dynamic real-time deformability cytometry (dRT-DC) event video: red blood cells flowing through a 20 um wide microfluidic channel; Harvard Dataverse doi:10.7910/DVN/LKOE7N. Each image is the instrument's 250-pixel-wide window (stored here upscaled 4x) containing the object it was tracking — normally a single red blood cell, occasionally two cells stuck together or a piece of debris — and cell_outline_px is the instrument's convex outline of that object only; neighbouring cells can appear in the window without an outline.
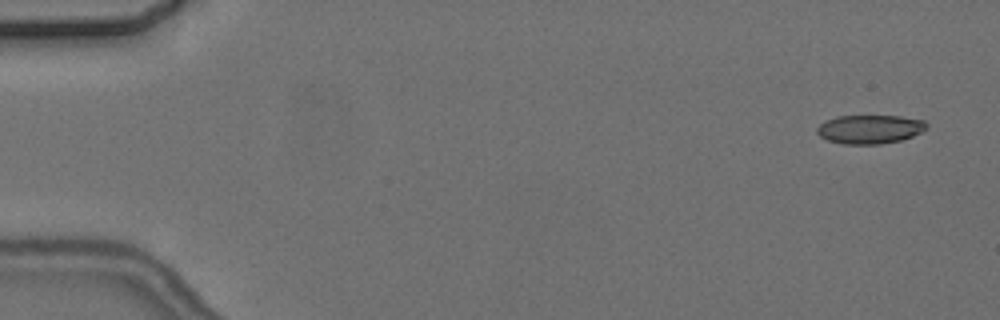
{"species": "common noctule bat (a hibernating species)", "species_latin": "Nyctalus noctula", "temperature_condition": "cold", "stored_images_in_passage": 4, "camera_frame_rate_fps": 3000, "um_per_image_px": 0.085, "animal": {"sex": "female", "body_mass_g": 24.6, "forearm_length_mm": 56.2}, "frame": {"image": 1, "passage_image": 1, "time_ms": 0.0, "image_size_px": [1000, 320], "cell_outline_px": [[928, 128], [912, 136], [900, 140], [880, 144], [844, 144], [828, 140], [820, 136], [816, 132], [816, 128], [820, 124], [836, 116], [900, 116], [924, 120], [928, 124]], "centroid_in_image_um": [73.94, 10.98], "position_along_channel_um": 11.1, "area_um2": 18.32}}